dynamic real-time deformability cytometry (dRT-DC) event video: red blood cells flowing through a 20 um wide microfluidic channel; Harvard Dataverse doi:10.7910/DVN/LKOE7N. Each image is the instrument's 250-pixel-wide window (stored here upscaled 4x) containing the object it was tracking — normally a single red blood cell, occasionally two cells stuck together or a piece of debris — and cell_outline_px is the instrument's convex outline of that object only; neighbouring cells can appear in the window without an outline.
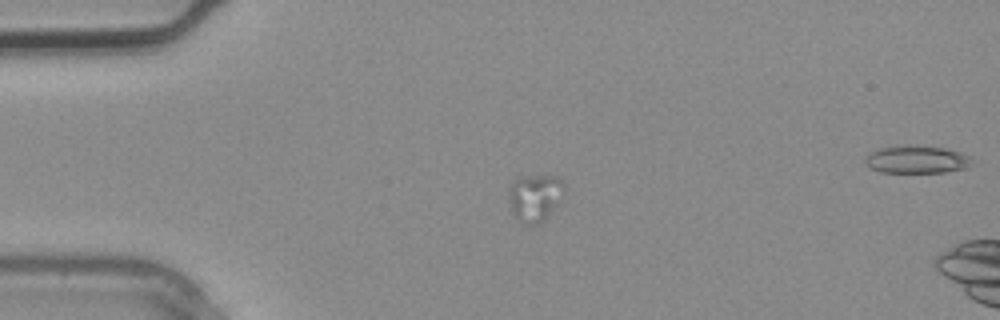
{"species": "common noctule bat (a hibernating species)", "species_latin": "Nyctalus noctula", "temperature_condition": "warm", "stored_images_in_passage": 2, "segment_of_instrument_passage": [2, 2], "camera_frame_rate_fps": 3000, "um_per_image_px": 0.085, "animal": {"sex": "male", "body_mass_g": 20.4}, "frame": {"image": 1, "passage_image": 2, "time_ms": 0.333, "image_size_px": [1000, 320], "cell_outline_px": [[564, 188], [544, 220], [536, 224], [520, 224], [512, 212], [512, 184], [520, 176], [556, 176], [560, 180]], "centroid_in_image_um": [45.44, 16.8], "position_along_channel_um": 39.6, "area_um2": 14.16}}